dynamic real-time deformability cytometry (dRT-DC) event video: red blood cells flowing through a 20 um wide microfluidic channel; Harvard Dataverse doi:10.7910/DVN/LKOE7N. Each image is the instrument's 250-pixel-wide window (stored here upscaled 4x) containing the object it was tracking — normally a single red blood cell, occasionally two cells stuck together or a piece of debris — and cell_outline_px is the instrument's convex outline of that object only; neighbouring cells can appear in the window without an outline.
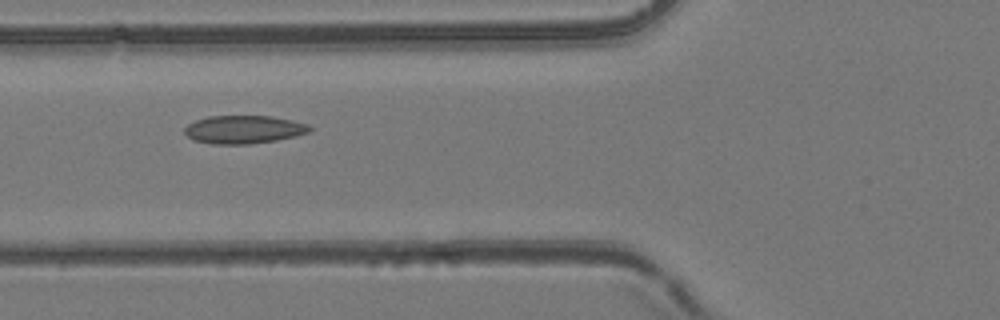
{"species": "common noctule bat (a hibernating species)", "species_latin": "Nyctalus noctula", "temperature_condition": "room temperature", "stored_images_in_passage": 34, "camera_frame_rate_fps": 3000, "um_per_image_px": 0.085, "animal": {"sex": "female", "body_mass_g": 24.6, "forearm_length_mm": 56.2}, "frame": {"image": 1, "passage_image": 4, "time_ms": 1.0, "image_size_px": [1000, 320], "cell_outline_px": [[312, 128], [308, 132], [296, 136], [276, 140], [248, 144], [212, 144], [192, 140], [184, 132], [184, 128], [188, 124], [196, 120], [208, 116], [272, 116], [292, 120], [308, 124]], "centroid_in_image_um": [20.7, 11.0], "position_along_channel_um": 105.1, "area_um2": 20.52}}
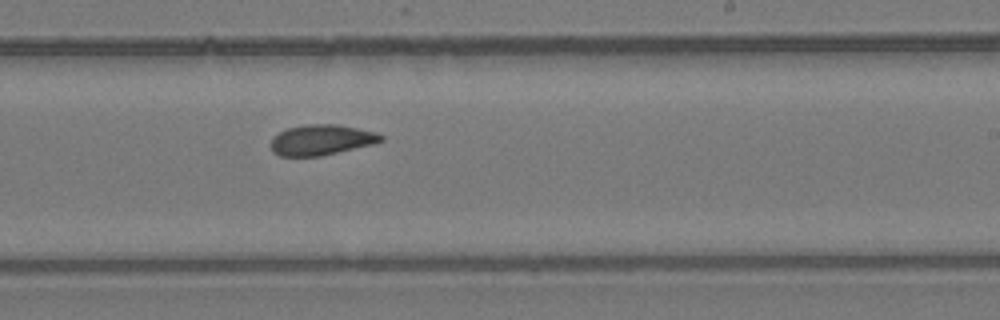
{"frame": {"image": 2, "passage_image": 16, "time_ms": 5.0, "image_size_px": [1000, 320], "cell_outline_px": [[384, 140], [372, 144], [320, 156], [280, 156], [272, 152], [272, 140], [280, 132], [288, 128], [304, 124], [336, 124], [376, 132], [384, 136]], "centroid_in_image_um": [27.33, 11.89], "position_along_channel_um": 261.7, "area_um2": 19.31}}
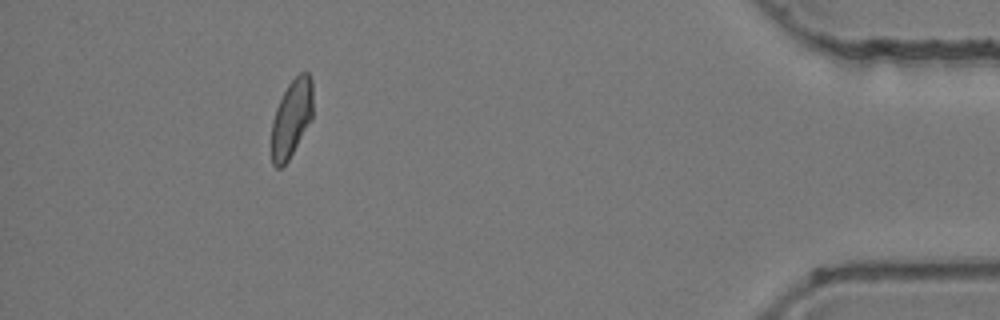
{"frame": {"image": 3, "passage_image": 32, "time_ms": 10.333, "image_size_px": [1000, 320], "cell_outline_px": [[312, 120], [288, 160], [280, 168], [276, 168], [272, 164], [272, 120], [276, 108], [288, 84], [300, 72], [308, 72], [312, 80]], "centroid_in_image_um": [24.79, 10.05], "position_along_channel_um": 410.4, "area_um2": 18.67}, "authors_computed_cell_mechanics": {"area_um2": 19.652, "velocity_mm_per_s": 3.9103, "shape_relaxation_time_tau1_ms": null, "shape_relaxation_time_tau2_ms": 2.8385, "deformation_change_tau1": null, "deformation_change_tau2": 0.0857}}